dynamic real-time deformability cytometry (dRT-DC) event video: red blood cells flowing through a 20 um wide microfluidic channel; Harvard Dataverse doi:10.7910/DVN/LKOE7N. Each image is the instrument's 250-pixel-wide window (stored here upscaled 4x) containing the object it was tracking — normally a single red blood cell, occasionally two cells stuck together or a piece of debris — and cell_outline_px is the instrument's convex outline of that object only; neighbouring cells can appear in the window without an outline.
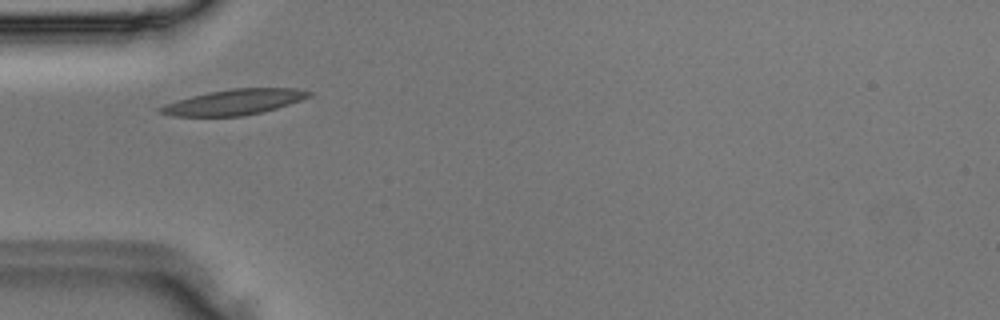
{"species": "Egyptian fruit bat (a non-hibernating species)", "species_latin": "Rousettus aegyptiacus", "temperature_condition": "room temperature", "stored_images_in_passage": 2, "camera_frame_rate_fps": 3000, "um_per_image_px": 0.085, "animal": {"sex": "male"}, "frame": {"image": 1, "passage_image": 2, "time_ms": 0.333, "image_size_px": [1000, 320], "cell_outline_px": [[312, 96], [276, 108], [244, 116], [172, 116], [156, 112], [156, 108], [164, 104], [176, 100], [208, 92], [232, 88], [296, 88], [312, 92]], "centroid_in_image_um": [19.84, 8.68], "position_along_channel_um": 65.2, "area_um2": 22.08}}